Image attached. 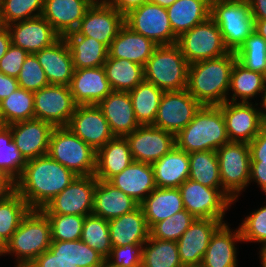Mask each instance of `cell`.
<instances>
[{"mask_svg": "<svg viewBox=\"0 0 266 267\" xmlns=\"http://www.w3.org/2000/svg\"><path fill=\"white\" fill-rule=\"evenodd\" d=\"M189 179L210 188H222L216 151L189 154Z\"/></svg>", "mask_w": 266, "mask_h": 267, "instance_id": "cell-40", "label": "cell"}, {"mask_svg": "<svg viewBox=\"0 0 266 267\" xmlns=\"http://www.w3.org/2000/svg\"><path fill=\"white\" fill-rule=\"evenodd\" d=\"M96 184L97 179L94 175L77 176L41 210L45 214L90 215L93 212Z\"/></svg>", "mask_w": 266, "mask_h": 267, "instance_id": "cell-12", "label": "cell"}, {"mask_svg": "<svg viewBox=\"0 0 266 267\" xmlns=\"http://www.w3.org/2000/svg\"><path fill=\"white\" fill-rule=\"evenodd\" d=\"M176 146L188 154L216 151L229 143L226 123L219 106H204L193 120L175 136Z\"/></svg>", "mask_w": 266, "mask_h": 267, "instance_id": "cell-3", "label": "cell"}, {"mask_svg": "<svg viewBox=\"0 0 266 267\" xmlns=\"http://www.w3.org/2000/svg\"><path fill=\"white\" fill-rule=\"evenodd\" d=\"M108 182L129 195L139 205L157 187L151 164L133 161Z\"/></svg>", "mask_w": 266, "mask_h": 267, "instance_id": "cell-26", "label": "cell"}, {"mask_svg": "<svg viewBox=\"0 0 266 267\" xmlns=\"http://www.w3.org/2000/svg\"><path fill=\"white\" fill-rule=\"evenodd\" d=\"M235 55L247 69L266 74V40L257 32L254 31L245 39Z\"/></svg>", "mask_w": 266, "mask_h": 267, "instance_id": "cell-46", "label": "cell"}, {"mask_svg": "<svg viewBox=\"0 0 266 267\" xmlns=\"http://www.w3.org/2000/svg\"><path fill=\"white\" fill-rule=\"evenodd\" d=\"M260 261L262 264V267H266V245L260 248Z\"/></svg>", "mask_w": 266, "mask_h": 267, "instance_id": "cell-65", "label": "cell"}, {"mask_svg": "<svg viewBox=\"0 0 266 267\" xmlns=\"http://www.w3.org/2000/svg\"><path fill=\"white\" fill-rule=\"evenodd\" d=\"M151 165L158 188H178L189 179V154L176 145L169 153Z\"/></svg>", "mask_w": 266, "mask_h": 267, "instance_id": "cell-32", "label": "cell"}, {"mask_svg": "<svg viewBox=\"0 0 266 267\" xmlns=\"http://www.w3.org/2000/svg\"><path fill=\"white\" fill-rule=\"evenodd\" d=\"M149 2V0H109L108 3L120 12L123 16L127 15L133 9H136Z\"/></svg>", "mask_w": 266, "mask_h": 267, "instance_id": "cell-58", "label": "cell"}, {"mask_svg": "<svg viewBox=\"0 0 266 267\" xmlns=\"http://www.w3.org/2000/svg\"><path fill=\"white\" fill-rule=\"evenodd\" d=\"M28 267H78L72 261L59 259L49 249L39 255Z\"/></svg>", "mask_w": 266, "mask_h": 267, "instance_id": "cell-54", "label": "cell"}, {"mask_svg": "<svg viewBox=\"0 0 266 267\" xmlns=\"http://www.w3.org/2000/svg\"><path fill=\"white\" fill-rule=\"evenodd\" d=\"M143 246L144 244H126L112 247L106 260L116 267H141Z\"/></svg>", "mask_w": 266, "mask_h": 267, "instance_id": "cell-52", "label": "cell"}, {"mask_svg": "<svg viewBox=\"0 0 266 267\" xmlns=\"http://www.w3.org/2000/svg\"><path fill=\"white\" fill-rule=\"evenodd\" d=\"M140 206L143 209L149 229L155 223L184 210L181 193L178 188L156 187Z\"/></svg>", "mask_w": 266, "mask_h": 267, "instance_id": "cell-33", "label": "cell"}, {"mask_svg": "<svg viewBox=\"0 0 266 267\" xmlns=\"http://www.w3.org/2000/svg\"><path fill=\"white\" fill-rule=\"evenodd\" d=\"M201 106L187 89L166 91L162 95L153 126L176 136L193 120Z\"/></svg>", "mask_w": 266, "mask_h": 267, "instance_id": "cell-14", "label": "cell"}, {"mask_svg": "<svg viewBox=\"0 0 266 267\" xmlns=\"http://www.w3.org/2000/svg\"><path fill=\"white\" fill-rule=\"evenodd\" d=\"M252 102L226 101L218 105L226 123V132L230 142L250 143L264 125L260 108H255Z\"/></svg>", "mask_w": 266, "mask_h": 267, "instance_id": "cell-17", "label": "cell"}, {"mask_svg": "<svg viewBox=\"0 0 266 267\" xmlns=\"http://www.w3.org/2000/svg\"><path fill=\"white\" fill-rule=\"evenodd\" d=\"M124 25V16L108 2H95L86 11L76 32L110 47L119 29Z\"/></svg>", "mask_w": 266, "mask_h": 267, "instance_id": "cell-16", "label": "cell"}, {"mask_svg": "<svg viewBox=\"0 0 266 267\" xmlns=\"http://www.w3.org/2000/svg\"><path fill=\"white\" fill-rule=\"evenodd\" d=\"M189 63L179 47L157 46L144 66V80L153 83L162 91L187 89Z\"/></svg>", "mask_w": 266, "mask_h": 267, "instance_id": "cell-6", "label": "cell"}, {"mask_svg": "<svg viewBox=\"0 0 266 267\" xmlns=\"http://www.w3.org/2000/svg\"><path fill=\"white\" fill-rule=\"evenodd\" d=\"M141 267H183L177 243L154 239L149 235L143 246Z\"/></svg>", "mask_w": 266, "mask_h": 267, "instance_id": "cell-41", "label": "cell"}, {"mask_svg": "<svg viewBox=\"0 0 266 267\" xmlns=\"http://www.w3.org/2000/svg\"><path fill=\"white\" fill-rule=\"evenodd\" d=\"M112 247L145 244L150 232L142 207L108 221Z\"/></svg>", "mask_w": 266, "mask_h": 267, "instance_id": "cell-31", "label": "cell"}, {"mask_svg": "<svg viewBox=\"0 0 266 267\" xmlns=\"http://www.w3.org/2000/svg\"><path fill=\"white\" fill-rule=\"evenodd\" d=\"M254 20L266 19V0H248Z\"/></svg>", "mask_w": 266, "mask_h": 267, "instance_id": "cell-60", "label": "cell"}, {"mask_svg": "<svg viewBox=\"0 0 266 267\" xmlns=\"http://www.w3.org/2000/svg\"><path fill=\"white\" fill-rule=\"evenodd\" d=\"M139 204L108 181L97 180L92 214L112 220L132 212Z\"/></svg>", "mask_w": 266, "mask_h": 267, "instance_id": "cell-29", "label": "cell"}, {"mask_svg": "<svg viewBox=\"0 0 266 267\" xmlns=\"http://www.w3.org/2000/svg\"><path fill=\"white\" fill-rule=\"evenodd\" d=\"M133 161L127 139L115 136L96 151L94 176L97 180L108 181L114 175L121 173Z\"/></svg>", "mask_w": 266, "mask_h": 267, "instance_id": "cell-30", "label": "cell"}, {"mask_svg": "<svg viewBox=\"0 0 266 267\" xmlns=\"http://www.w3.org/2000/svg\"><path fill=\"white\" fill-rule=\"evenodd\" d=\"M69 88L77 106L97 105L112 92L103 66L75 69Z\"/></svg>", "mask_w": 266, "mask_h": 267, "instance_id": "cell-22", "label": "cell"}, {"mask_svg": "<svg viewBox=\"0 0 266 267\" xmlns=\"http://www.w3.org/2000/svg\"><path fill=\"white\" fill-rule=\"evenodd\" d=\"M102 267H116L111 265L107 260H105L104 265Z\"/></svg>", "mask_w": 266, "mask_h": 267, "instance_id": "cell-67", "label": "cell"}, {"mask_svg": "<svg viewBox=\"0 0 266 267\" xmlns=\"http://www.w3.org/2000/svg\"><path fill=\"white\" fill-rule=\"evenodd\" d=\"M239 241L243 242L239 227L233 232L227 223H223L211 236L200 266L238 267L235 244Z\"/></svg>", "mask_w": 266, "mask_h": 267, "instance_id": "cell-27", "label": "cell"}, {"mask_svg": "<svg viewBox=\"0 0 266 267\" xmlns=\"http://www.w3.org/2000/svg\"><path fill=\"white\" fill-rule=\"evenodd\" d=\"M12 140L24 159L30 160L48 154L53 126L40 119H30L8 125Z\"/></svg>", "mask_w": 266, "mask_h": 267, "instance_id": "cell-19", "label": "cell"}, {"mask_svg": "<svg viewBox=\"0 0 266 267\" xmlns=\"http://www.w3.org/2000/svg\"><path fill=\"white\" fill-rule=\"evenodd\" d=\"M16 191V183L5 173L0 172V202Z\"/></svg>", "mask_w": 266, "mask_h": 267, "instance_id": "cell-59", "label": "cell"}, {"mask_svg": "<svg viewBox=\"0 0 266 267\" xmlns=\"http://www.w3.org/2000/svg\"><path fill=\"white\" fill-rule=\"evenodd\" d=\"M7 250V242L5 239L0 235V256L4 255Z\"/></svg>", "mask_w": 266, "mask_h": 267, "instance_id": "cell-66", "label": "cell"}, {"mask_svg": "<svg viewBox=\"0 0 266 267\" xmlns=\"http://www.w3.org/2000/svg\"><path fill=\"white\" fill-rule=\"evenodd\" d=\"M183 206L196 219H213L224 222L225 211L234 199L223 188H210L190 179L179 187Z\"/></svg>", "mask_w": 266, "mask_h": 267, "instance_id": "cell-8", "label": "cell"}, {"mask_svg": "<svg viewBox=\"0 0 266 267\" xmlns=\"http://www.w3.org/2000/svg\"><path fill=\"white\" fill-rule=\"evenodd\" d=\"M17 78L7 76L0 72V102L19 89Z\"/></svg>", "mask_w": 266, "mask_h": 267, "instance_id": "cell-57", "label": "cell"}, {"mask_svg": "<svg viewBox=\"0 0 266 267\" xmlns=\"http://www.w3.org/2000/svg\"><path fill=\"white\" fill-rule=\"evenodd\" d=\"M153 4H157L163 8H168L177 0H149Z\"/></svg>", "mask_w": 266, "mask_h": 267, "instance_id": "cell-64", "label": "cell"}, {"mask_svg": "<svg viewBox=\"0 0 266 267\" xmlns=\"http://www.w3.org/2000/svg\"><path fill=\"white\" fill-rule=\"evenodd\" d=\"M31 208L15 191L0 202V235L8 242Z\"/></svg>", "mask_w": 266, "mask_h": 267, "instance_id": "cell-43", "label": "cell"}, {"mask_svg": "<svg viewBox=\"0 0 266 267\" xmlns=\"http://www.w3.org/2000/svg\"><path fill=\"white\" fill-rule=\"evenodd\" d=\"M125 138L133 160L148 164L158 161L176 145L174 134L153 125H140Z\"/></svg>", "mask_w": 266, "mask_h": 267, "instance_id": "cell-15", "label": "cell"}, {"mask_svg": "<svg viewBox=\"0 0 266 267\" xmlns=\"http://www.w3.org/2000/svg\"><path fill=\"white\" fill-rule=\"evenodd\" d=\"M48 83L69 86L75 71L67 42L60 37L51 46L35 53Z\"/></svg>", "mask_w": 266, "mask_h": 267, "instance_id": "cell-24", "label": "cell"}, {"mask_svg": "<svg viewBox=\"0 0 266 267\" xmlns=\"http://www.w3.org/2000/svg\"><path fill=\"white\" fill-rule=\"evenodd\" d=\"M51 223L52 241H75L81 238L85 216L46 214Z\"/></svg>", "mask_w": 266, "mask_h": 267, "instance_id": "cell-49", "label": "cell"}, {"mask_svg": "<svg viewBox=\"0 0 266 267\" xmlns=\"http://www.w3.org/2000/svg\"><path fill=\"white\" fill-rule=\"evenodd\" d=\"M63 38L70 49L75 69L100 67L106 62L109 48L98 40L80 36L76 31Z\"/></svg>", "mask_w": 266, "mask_h": 267, "instance_id": "cell-35", "label": "cell"}, {"mask_svg": "<svg viewBox=\"0 0 266 267\" xmlns=\"http://www.w3.org/2000/svg\"><path fill=\"white\" fill-rule=\"evenodd\" d=\"M93 3L95 2H108L109 0H91Z\"/></svg>", "mask_w": 266, "mask_h": 267, "instance_id": "cell-68", "label": "cell"}, {"mask_svg": "<svg viewBox=\"0 0 266 267\" xmlns=\"http://www.w3.org/2000/svg\"><path fill=\"white\" fill-rule=\"evenodd\" d=\"M51 243L49 218L41 209H31L7 242L5 254L17 257L15 267H28Z\"/></svg>", "mask_w": 266, "mask_h": 267, "instance_id": "cell-4", "label": "cell"}, {"mask_svg": "<svg viewBox=\"0 0 266 267\" xmlns=\"http://www.w3.org/2000/svg\"><path fill=\"white\" fill-rule=\"evenodd\" d=\"M128 93L137 122L140 125H153L164 91L153 83L143 80Z\"/></svg>", "mask_w": 266, "mask_h": 267, "instance_id": "cell-38", "label": "cell"}, {"mask_svg": "<svg viewBox=\"0 0 266 267\" xmlns=\"http://www.w3.org/2000/svg\"><path fill=\"white\" fill-rule=\"evenodd\" d=\"M11 45L10 33L6 26H0V59L5 55Z\"/></svg>", "mask_w": 266, "mask_h": 267, "instance_id": "cell-61", "label": "cell"}, {"mask_svg": "<svg viewBox=\"0 0 266 267\" xmlns=\"http://www.w3.org/2000/svg\"><path fill=\"white\" fill-rule=\"evenodd\" d=\"M196 218L186 209L175 213L165 220L155 223L150 229L154 239L177 242Z\"/></svg>", "mask_w": 266, "mask_h": 267, "instance_id": "cell-48", "label": "cell"}, {"mask_svg": "<svg viewBox=\"0 0 266 267\" xmlns=\"http://www.w3.org/2000/svg\"><path fill=\"white\" fill-rule=\"evenodd\" d=\"M33 94L35 119L53 127H67L77 106L69 86L49 84Z\"/></svg>", "mask_w": 266, "mask_h": 267, "instance_id": "cell-13", "label": "cell"}, {"mask_svg": "<svg viewBox=\"0 0 266 267\" xmlns=\"http://www.w3.org/2000/svg\"><path fill=\"white\" fill-rule=\"evenodd\" d=\"M26 162L12 140L10 128L5 125L0 127V172L16 182L21 177Z\"/></svg>", "mask_w": 266, "mask_h": 267, "instance_id": "cell-45", "label": "cell"}, {"mask_svg": "<svg viewBox=\"0 0 266 267\" xmlns=\"http://www.w3.org/2000/svg\"><path fill=\"white\" fill-rule=\"evenodd\" d=\"M183 267H201V266H183Z\"/></svg>", "mask_w": 266, "mask_h": 267, "instance_id": "cell-70", "label": "cell"}, {"mask_svg": "<svg viewBox=\"0 0 266 267\" xmlns=\"http://www.w3.org/2000/svg\"><path fill=\"white\" fill-rule=\"evenodd\" d=\"M157 46L151 39L133 32L124 24L111 42L108 56L129 60L144 67Z\"/></svg>", "mask_w": 266, "mask_h": 267, "instance_id": "cell-28", "label": "cell"}, {"mask_svg": "<svg viewBox=\"0 0 266 267\" xmlns=\"http://www.w3.org/2000/svg\"><path fill=\"white\" fill-rule=\"evenodd\" d=\"M17 81L20 88L31 92L38 91L49 85L46 74L35 54H29L25 58Z\"/></svg>", "mask_w": 266, "mask_h": 267, "instance_id": "cell-50", "label": "cell"}, {"mask_svg": "<svg viewBox=\"0 0 266 267\" xmlns=\"http://www.w3.org/2000/svg\"><path fill=\"white\" fill-rule=\"evenodd\" d=\"M67 128L95 151L115 137L97 105L76 106Z\"/></svg>", "mask_w": 266, "mask_h": 267, "instance_id": "cell-18", "label": "cell"}, {"mask_svg": "<svg viewBox=\"0 0 266 267\" xmlns=\"http://www.w3.org/2000/svg\"><path fill=\"white\" fill-rule=\"evenodd\" d=\"M243 242H259L266 245V206L251 212L239 226Z\"/></svg>", "mask_w": 266, "mask_h": 267, "instance_id": "cell-51", "label": "cell"}, {"mask_svg": "<svg viewBox=\"0 0 266 267\" xmlns=\"http://www.w3.org/2000/svg\"><path fill=\"white\" fill-rule=\"evenodd\" d=\"M210 18L220 29L225 46L231 52H236L254 32L255 20L248 0H211Z\"/></svg>", "mask_w": 266, "mask_h": 267, "instance_id": "cell-5", "label": "cell"}, {"mask_svg": "<svg viewBox=\"0 0 266 267\" xmlns=\"http://www.w3.org/2000/svg\"><path fill=\"white\" fill-rule=\"evenodd\" d=\"M49 250L59 259L70 260L78 267H102L106 260L81 239L75 241H52Z\"/></svg>", "mask_w": 266, "mask_h": 267, "instance_id": "cell-39", "label": "cell"}, {"mask_svg": "<svg viewBox=\"0 0 266 267\" xmlns=\"http://www.w3.org/2000/svg\"><path fill=\"white\" fill-rule=\"evenodd\" d=\"M92 4L91 0H44L41 16L60 37H64L77 30Z\"/></svg>", "mask_w": 266, "mask_h": 267, "instance_id": "cell-23", "label": "cell"}, {"mask_svg": "<svg viewBox=\"0 0 266 267\" xmlns=\"http://www.w3.org/2000/svg\"><path fill=\"white\" fill-rule=\"evenodd\" d=\"M124 24L133 32L151 39L158 46L174 45L177 37L170 25L167 8L150 1L124 16Z\"/></svg>", "mask_w": 266, "mask_h": 267, "instance_id": "cell-11", "label": "cell"}, {"mask_svg": "<svg viewBox=\"0 0 266 267\" xmlns=\"http://www.w3.org/2000/svg\"><path fill=\"white\" fill-rule=\"evenodd\" d=\"M223 224L220 220L195 219L178 239V253L183 266H200L211 236Z\"/></svg>", "mask_w": 266, "mask_h": 267, "instance_id": "cell-21", "label": "cell"}, {"mask_svg": "<svg viewBox=\"0 0 266 267\" xmlns=\"http://www.w3.org/2000/svg\"><path fill=\"white\" fill-rule=\"evenodd\" d=\"M0 116L5 126L34 119V94L23 88L0 102Z\"/></svg>", "mask_w": 266, "mask_h": 267, "instance_id": "cell-42", "label": "cell"}, {"mask_svg": "<svg viewBox=\"0 0 266 267\" xmlns=\"http://www.w3.org/2000/svg\"><path fill=\"white\" fill-rule=\"evenodd\" d=\"M237 60L235 52L189 64L188 92L204 106H218L230 101L231 71Z\"/></svg>", "mask_w": 266, "mask_h": 267, "instance_id": "cell-2", "label": "cell"}, {"mask_svg": "<svg viewBox=\"0 0 266 267\" xmlns=\"http://www.w3.org/2000/svg\"><path fill=\"white\" fill-rule=\"evenodd\" d=\"M97 106L101 109L114 136L125 137L140 126L128 92L112 91Z\"/></svg>", "mask_w": 266, "mask_h": 267, "instance_id": "cell-25", "label": "cell"}, {"mask_svg": "<svg viewBox=\"0 0 266 267\" xmlns=\"http://www.w3.org/2000/svg\"><path fill=\"white\" fill-rule=\"evenodd\" d=\"M266 88L265 75L251 71L238 60L235 61L231 71L230 88L233 92L230 102L249 103L251 98L263 94ZM240 100L238 101V98Z\"/></svg>", "mask_w": 266, "mask_h": 267, "instance_id": "cell-37", "label": "cell"}, {"mask_svg": "<svg viewBox=\"0 0 266 267\" xmlns=\"http://www.w3.org/2000/svg\"><path fill=\"white\" fill-rule=\"evenodd\" d=\"M248 145L251 159H266V124Z\"/></svg>", "mask_w": 266, "mask_h": 267, "instance_id": "cell-56", "label": "cell"}, {"mask_svg": "<svg viewBox=\"0 0 266 267\" xmlns=\"http://www.w3.org/2000/svg\"><path fill=\"white\" fill-rule=\"evenodd\" d=\"M44 0H0V26L42 15Z\"/></svg>", "mask_w": 266, "mask_h": 267, "instance_id": "cell-47", "label": "cell"}, {"mask_svg": "<svg viewBox=\"0 0 266 267\" xmlns=\"http://www.w3.org/2000/svg\"><path fill=\"white\" fill-rule=\"evenodd\" d=\"M211 0H177L167 8L170 25L178 38L210 17Z\"/></svg>", "mask_w": 266, "mask_h": 267, "instance_id": "cell-34", "label": "cell"}, {"mask_svg": "<svg viewBox=\"0 0 266 267\" xmlns=\"http://www.w3.org/2000/svg\"><path fill=\"white\" fill-rule=\"evenodd\" d=\"M2 126H4V124H3L1 116H0V127H2Z\"/></svg>", "mask_w": 266, "mask_h": 267, "instance_id": "cell-69", "label": "cell"}, {"mask_svg": "<svg viewBox=\"0 0 266 267\" xmlns=\"http://www.w3.org/2000/svg\"><path fill=\"white\" fill-rule=\"evenodd\" d=\"M255 181L266 194V159H251L250 182Z\"/></svg>", "mask_w": 266, "mask_h": 267, "instance_id": "cell-55", "label": "cell"}, {"mask_svg": "<svg viewBox=\"0 0 266 267\" xmlns=\"http://www.w3.org/2000/svg\"><path fill=\"white\" fill-rule=\"evenodd\" d=\"M103 68L112 91L129 92L144 80V67L129 60L108 56Z\"/></svg>", "mask_w": 266, "mask_h": 267, "instance_id": "cell-36", "label": "cell"}, {"mask_svg": "<svg viewBox=\"0 0 266 267\" xmlns=\"http://www.w3.org/2000/svg\"><path fill=\"white\" fill-rule=\"evenodd\" d=\"M176 45L189 64L221 57L230 51L216 23L209 17L177 38Z\"/></svg>", "mask_w": 266, "mask_h": 267, "instance_id": "cell-10", "label": "cell"}, {"mask_svg": "<svg viewBox=\"0 0 266 267\" xmlns=\"http://www.w3.org/2000/svg\"><path fill=\"white\" fill-rule=\"evenodd\" d=\"M28 55L29 53L26 50L11 44L5 55L0 59V72L17 78Z\"/></svg>", "mask_w": 266, "mask_h": 267, "instance_id": "cell-53", "label": "cell"}, {"mask_svg": "<svg viewBox=\"0 0 266 267\" xmlns=\"http://www.w3.org/2000/svg\"><path fill=\"white\" fill-rule=\"evenodd\" d=\"M262 96H263L261 100L262 103H260V105L263 107L262 109L264 111L261 109L260 113H261V118H262L263 123L266 124V88Z\"/></svg>", "mask_w": 266, "mask_h": 267, "instance_id": "cell-63", "label": "cell"}, {"mask_svg": "<svg viewBox=\"0 0 266 267\" xmlns=\"http://www.w3.org/2000/svg\"><path fill=\"white\" fill-rule=\"evenodd\" d=\"M80 239L105 259L110 256L112 245L108 220L94 214L85 216Z\"/></svg>", "mask_w": 266, "mask_h": 267, "instance_id": "cell-44", "label": "cell"}, {"mask_svg": "<svg viewBox=\"0 0 266 267\" xmlns=\"http://www.w3.org/2000/svg\"><path fill=\"white\" fill-rule=\"evenodd\" d=\"M77 175L48 154L27 160L16 191L31 209H42L62 192Z\"/></svg>", "mask_w": 266, "mask_h": 267, "instance_id": "cell-1", "label": "cell"}, {"mask_svg": "<svg viewBox=\"0 0 266 267\" xmlns=\"http://www.w3.org/2000/svg\"><path fill=\"white\" fill-rule=\"evenodd\" d=\"M48 155L77 176L95 174L96 151L67 127L53 128Z\"/></svg>", "mask_w": 266, "mask_h": 267, "instance_id": "cell-7", "label": "cell"}, {"mask_svg": "<svg viewBox=\"0 0 266 267\" xmlns=\"http://www.w3.org/2000/svg\"><path fill=\"white\" fill-rule=\"evenodd\" d=\"M222 188L236 202L250 181V150L248 143L229 142L216 150Z\"/></svg>", "mask_w": 266, "mask_h": 267, "instance_id": "cell-9", "label": "cell"}, {"mask_svg": "<svg viewBox=\"0 0 266 267\" xmlns=\"http://www.w3.org/2000/svg\"><path fill=\"white\" fill-rule=\"evenodd\" d=\"M11 37V44L35 54L51 46L60 36L42 16L11 23L6 26Z\"/></svg>", "mask_w": 266, "mask_h": 267, "instance_id": "cell-20", "label": "cell"}, {"mask_svg": "<svg viewBox=\"0 0 266 267\" xmlns=\"http://www.w3.org/2000/svg\"><path fill=\"white\" fill-rule=\"evenodd\" d=\"M254 31L257 32L261 37H263L266 40V19L255 20Z\"/></svg>", "mask_w": 266, "mask_h": 267, "instance_id": "cell-62", "label": "cell"}]
</instances>
